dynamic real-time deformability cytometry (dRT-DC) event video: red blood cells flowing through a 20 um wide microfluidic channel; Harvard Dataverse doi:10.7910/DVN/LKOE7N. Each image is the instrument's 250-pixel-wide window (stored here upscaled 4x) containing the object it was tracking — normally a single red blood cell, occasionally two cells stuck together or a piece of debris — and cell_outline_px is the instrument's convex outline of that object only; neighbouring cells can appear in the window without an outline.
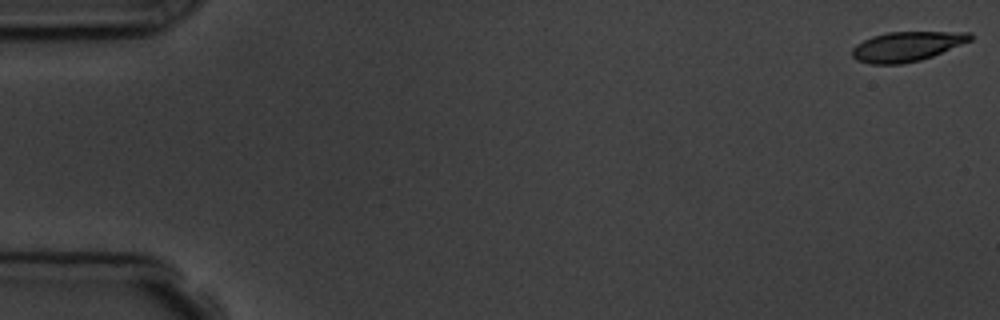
{"species": "common noctule bat (a hibernating species)", "species_latin": "Nyctalus noctula", "temperature_condition": "room temperature", "stored_images_in_passage": 5, "camera_frame_rate_fps": 3000, "um_per_image_px": 0.085, "animal": {"sex": "male", "body_mass_g": 19.5, "forearm_length_mm": 54.6}, "frame": {"image": 1, "passage_image": 1, "time_ms": 0.0, "image_size_px": [1000, 320], "cell_outline_px": [[972, 40], [932, 56], [920, 60], [900, 64], [872, 64], [856, 60], [852, 56], [852, 48], [856, 44], [872, 36], [888, 32], [972, 32]], "centroid_in_image_um": [77.06, 3.94], "position_along_channel_um": 7.9, "area_um2": 20.35}}
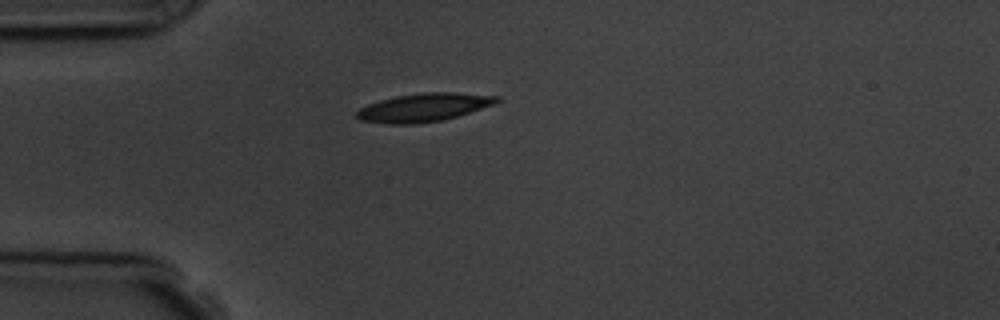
{"frame": {"image": 2, "passage_image": 5, "time_ms": 4.667, "image_size_px": [1000, 320], "cell_outline_px": [[500, 100], [496, 104], [456, 116], [440, 120], [416, 124], [388, 124], [360, 120], [356, 116], [356, 112], [360, 108], [368, 104], [380, 100], [396, 96], [424, 92], [452, 92], [500, 96]], "centroid_in_image_um": [36.03, 9.13], "position_along_channel_um": 49.0, "area_um2": 23.0}}